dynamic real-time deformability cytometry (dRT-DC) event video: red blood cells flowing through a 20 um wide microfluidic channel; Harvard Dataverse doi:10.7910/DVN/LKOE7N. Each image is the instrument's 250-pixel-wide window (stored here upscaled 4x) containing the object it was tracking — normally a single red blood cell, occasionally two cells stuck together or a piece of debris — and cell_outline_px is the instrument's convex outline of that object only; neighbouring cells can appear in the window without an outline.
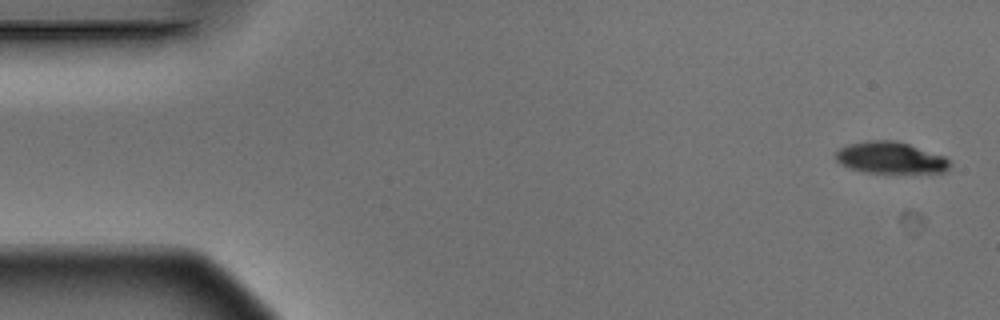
{"species": "Egyptian fruit bat (a non-hibernating species)", "species_latin": "Rousettus aegyptiacus", "temperature_condition": "warm", "stored_images_in_passage": 6, "segment_of_instrument_passage": [1, 2], "camera_frame_rate_fps": 3000, "um_per_image_px": 0.085, "animal": {"sex": "male"}, "frame": {"image": 1, "passage_image": 1, "time_ms": 0.0, "image_size_px": [1000, 320], "cell_outline_px": [[952, 168], [944, 172], [864, 172], [840, 164], [836, 160], [836, 152], [840, 148], [848, 144], [868, 140], [896, 140], [944, 156], [952, 160]], "centroid_in_image_um": [75.73, 13.4], "position_along_channel_um": 9.3, "area_um2": 20.98}}
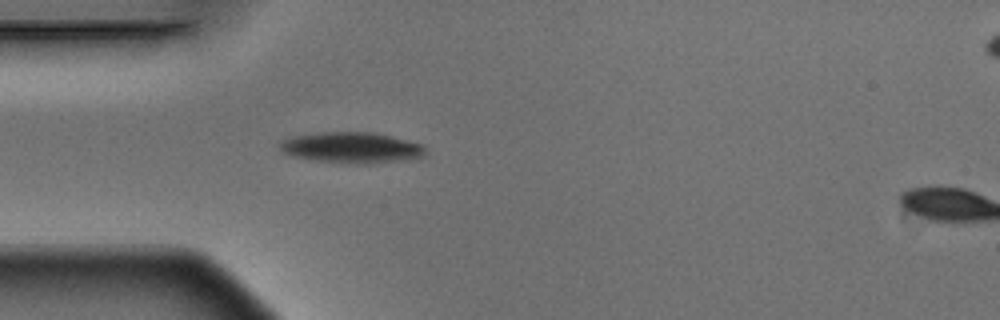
{"frame": {"image": 2, "passage_image": 5, "time_ms": 1.333, "image_size_px": [1000, 320], "cell_outline_px": [[428, 152], [424, 156], [408, 160], [364, 164], [360, 164], [320, 160], [292, 156], [284, 152], [280, 148], [280, 140], [288, 136], [320, 132], [372, 132], [392, 136], [424, 144]], "centroid_in_image_um": [29.94, 12.53], "position_along_channel_um": 55.1, "area_um2": 26.41}}